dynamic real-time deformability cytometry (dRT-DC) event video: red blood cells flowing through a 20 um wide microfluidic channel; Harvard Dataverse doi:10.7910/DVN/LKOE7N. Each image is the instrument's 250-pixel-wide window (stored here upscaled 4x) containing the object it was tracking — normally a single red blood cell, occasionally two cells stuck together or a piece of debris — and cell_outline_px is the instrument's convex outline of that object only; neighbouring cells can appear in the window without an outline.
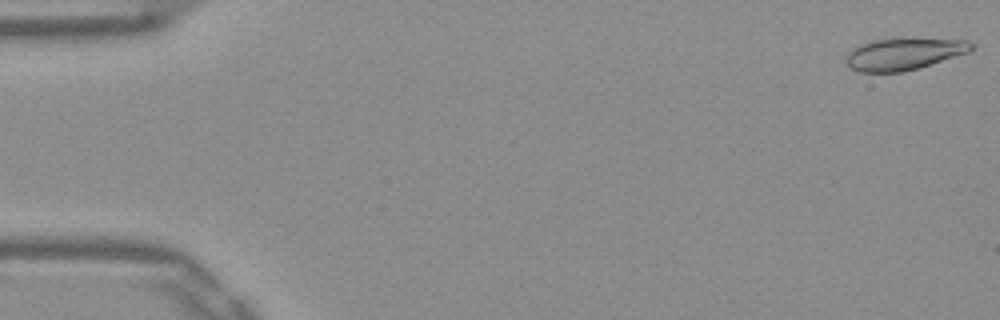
{"species": "Egyptian fruit bat (a non-hibernating species)", "species_latin": "Rousettus aegyptiacus", "temperature_condition": "warm", "stored_images_in_passage": 52, "camera_frame_rate_fps": 3000, "um_per_image_px": 0.085, "frame": {"image": 1, "passage_image": 1, "time_ms": 0.0, "image_size_px": [1000, 320], "cell_outline_px": [[976, 48], [968, 52], [916, 68], [900, 72], [860, 72], [844, 64], [844, 56], [852, 48], [860, 44], [872, 40], [904, 36], [968, 40], [976, 44]], "centroid_in_image_um": [76.81, 4.53], "position_along_channel_um": 8.2, "area_um2": 24.1}}
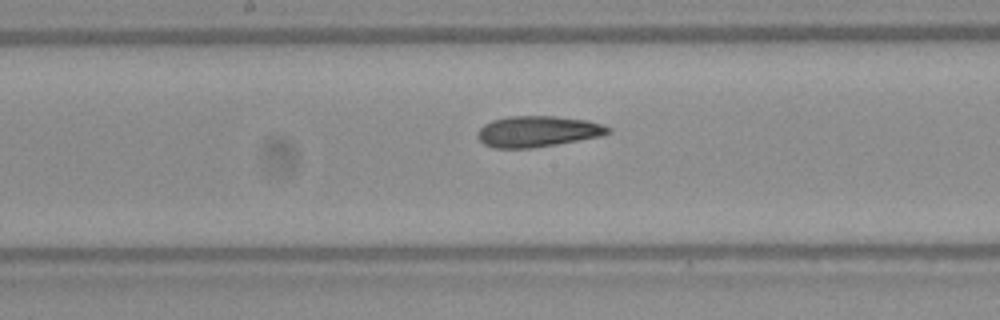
{"frame": {"image": 2, "passage_image": 27, "time_ms": 8.667, "image_size_px": [1000, 320], "cell_outline_px": [[612, 132], [600, 136], [556, 144], [532, 148], [492, 148], [484, 144], [476, 136], [476, 132], [484, 124], [492, 120], [508, 116], [556, 116], [588, 120], [612, 128]], "centroid_in_image_um": [45.68, 11.17], "position_along_channel_um": 202.5, "area_um2": 23.64}}
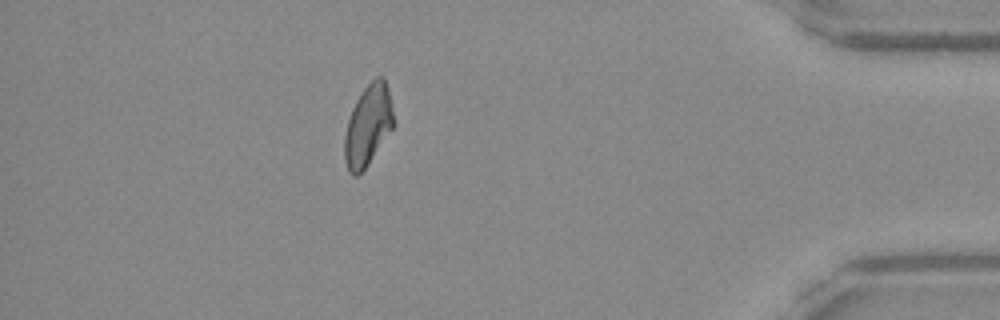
{"frame": {"image": 3, "passage_image": 46, "time_ms": 15.0, "image_size_px": [1000, 320], "cell_outline_px": [[396, 124], [368, 164], [356, 176], [352, 176], [348, 172], [344, 160], [344, 136], [348, 120], [352, 108], [356, 100], [364, 88], [376, 76], [384, 76], [388, 88]], "centroid_in_image_um": [31.29, 10.65], "position_along_channel_um": 403.9, "area_um2": 23.35}, "authors_computed_cell_mechanics": {"area_um2": 23.4668, "velocity_mm_per_s": 3.902, "shape_relaxation_time_tau1_ms": 7.9245, "shape_relaxation_time_tau2_ms": 3.5274, "deformation_change_tau1": 0.1982, "deformation_change_tau2": 0.1147}}